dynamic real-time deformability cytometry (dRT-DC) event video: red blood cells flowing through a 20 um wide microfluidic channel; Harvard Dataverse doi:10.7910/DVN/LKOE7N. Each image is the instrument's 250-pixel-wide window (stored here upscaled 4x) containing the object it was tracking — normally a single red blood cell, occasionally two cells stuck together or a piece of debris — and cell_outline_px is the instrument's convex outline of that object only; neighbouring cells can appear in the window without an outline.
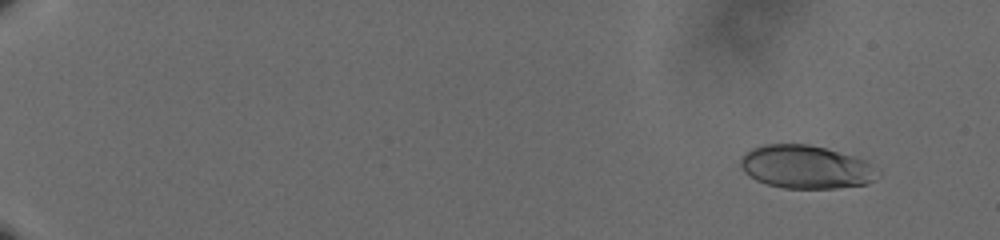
{"species": "human", "species_latin": "Homo sapiens", "temperature_condition": "cold", "stored_images_in_passage": 61, "camera_frame_rate_fps": 3000, "um_per_image_px": 0.085, "donor": {"sex": "male"}, "frame": {"image": 1, "passage_image": 6, "time_ms": 1.667, "image_size_px": [1000, 240], "cell_outline_px": [[880, 172], [868, 184], [836, 188], [784, 188], [768, 184], [756, 180], [748, 176], [744, 172], [740, 164], [740, 156], [744, 152], [752, 148], [764, 144], [808, 144], [824, 148], [852, 156], [864, 160]], "centroid_in_image_um": [68.44, 14.19], "position_along_channel_um": 16.6, "area_um2": 34.45}}
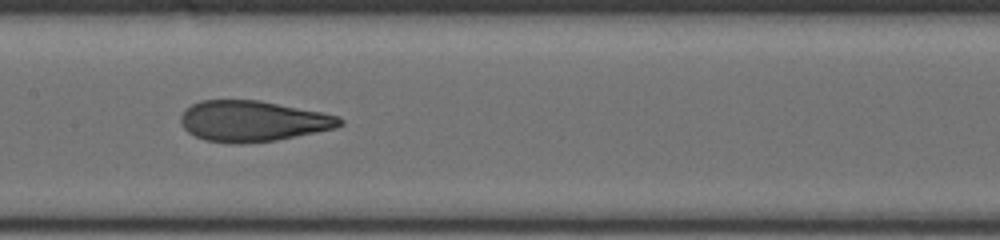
{"frame": {"image": 2, "passage_image": 35, "time_ms": 11.333, "image_size_px": [1000, 240], "cell_outline_px": [[344, 124], [336, 128], [276, 140], [240, 144], [236, 144], [204, 140], [188, 132], [180, 124], [180, 116], [184, 108], [200, 100], [260, 100], [340, 116], [344, 120]], "centroid_in_image_um": [21.46, 10.29], "position_along_channel_um": 185.9, "area_um2": 37.97}}
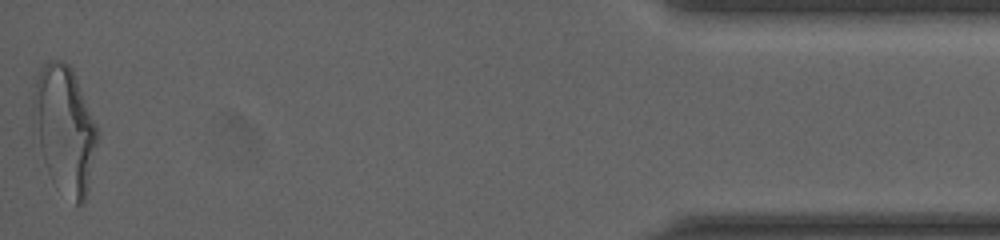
{"frame": {"image": 3, "passage_image": 61, "time_ms": 20.0, "image_size_px": [1000, 240], "cell_outline_px": [[96, 144], [88, 188], [84, 200], [80, 204], [76, 204], [52, 180], [48, 172], [32, 132], [32, 96], [36, 76], [40, 68], [48, 60], [64, 60], [72, 68], [96, 124]], "centroid_in_image_um": [5.42, 10.91], "position_along_channel_um": 429.8, "area_um2": 47.34}, "authors_computed_cell_mechanics": {"area_um2": 37.3966, "velocity_mm_per_s": 3.6303, "shape_relaxation_time_tau1_ms": 6.6033, "shape_relaxation_time_tau2_ms": 1.166, "deformation_change_tau1": 0.2231, "deformation_change_tau2": 0.0869}}